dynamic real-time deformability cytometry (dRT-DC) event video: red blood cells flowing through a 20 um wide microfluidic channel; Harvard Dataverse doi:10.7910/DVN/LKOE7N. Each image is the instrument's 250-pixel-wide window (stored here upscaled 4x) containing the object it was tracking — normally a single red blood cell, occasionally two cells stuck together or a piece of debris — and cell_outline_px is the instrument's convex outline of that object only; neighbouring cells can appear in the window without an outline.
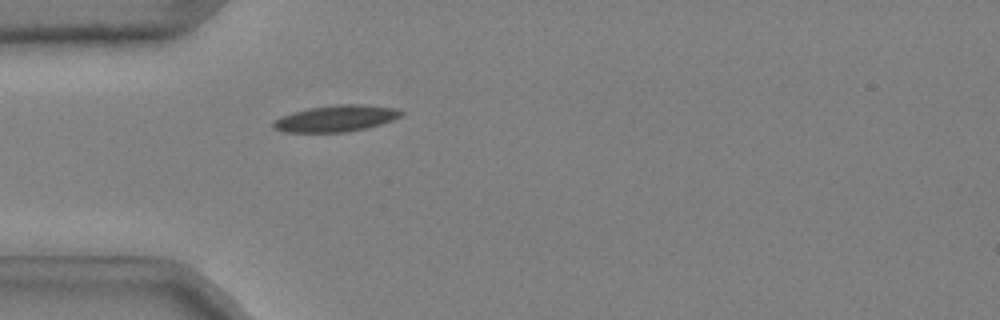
{"species": "common noctule bat (a hibernating species)", "species_latin": "Nyctalus noctula", "temperature_condition": "cold", "stored_images_in_passage": 48, "camera_frame_rate_fps": 3000, "um_per_image_px": 0.085, "animal": {"sex": "male", "body_mass_g": 20.4}, "frame": {"image": 1, "passage_image": 16, "time_ms": 5.0, "image_size_px": [1000, 320], "cell_outline_px": [[404, 112], [400, 116], [392, 120], [368, 128], [348, 132], [284, 132], [272, 128], [272, 124], [280, 116], [292, 112], [308, 108], [336, 104], [364, 104], [396, 108]], "centroid_in_image_um": [28.55, 10.06], "position_along_channel_um": 56.5, "area_um2": 19.83}}
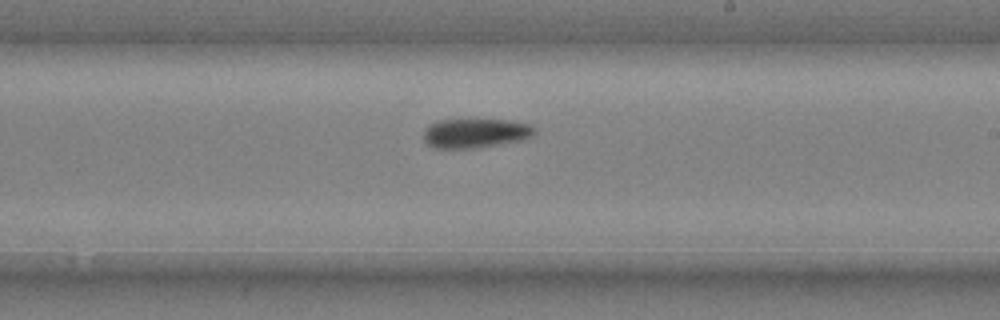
{"frame": {"image": 2, "passage_image": 32, "time_ms": 10.333, "image_size_px": [1000, 320], "cell_outline_px": [[536, 132], [532, 136], [520, 140], [476, 148], [432, 148], [424, 140], [424, 128], [428, 124], [436, 120], [512, 120], [532, 124]], "centroid_in_image_um": [40.39, 11.31], "position_along_channel_um": 248.6, "area_um2": 19.07}}
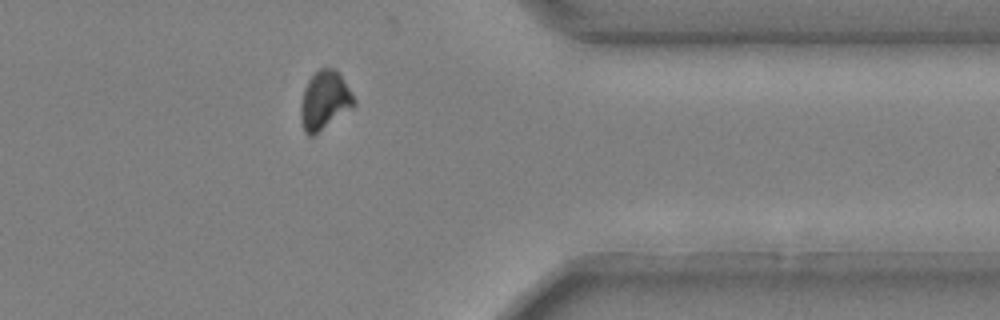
{"frame": {"image": 3, "passage_image": 44, "time_ms": 14.333, "image_size_px": [1000, 320], "cell_outline_px": [[356, 104], [352, 108], [312, 136], [308, 136], [304, 132], [300, 120], [300, 104], [304, 88], [308, 80], [320, 68], [336, 68], [352, 92], [356, 100]], "centroid_in_image_um": [27.58, 8.53], "position_along_channel_um": 383.8, "area_um2": 18.26}, "authors_computed_cell_mechanics": {"area_um2": 18.6983, "velocity_mm_per_s": 3.6873, "shape_relaxation_time_tau1_ms": 10.0653, "shape_relaxation_time_tau2_ms": null, "deformation_change_tau1": 0.2197, "deformation_change_tau2": null}}